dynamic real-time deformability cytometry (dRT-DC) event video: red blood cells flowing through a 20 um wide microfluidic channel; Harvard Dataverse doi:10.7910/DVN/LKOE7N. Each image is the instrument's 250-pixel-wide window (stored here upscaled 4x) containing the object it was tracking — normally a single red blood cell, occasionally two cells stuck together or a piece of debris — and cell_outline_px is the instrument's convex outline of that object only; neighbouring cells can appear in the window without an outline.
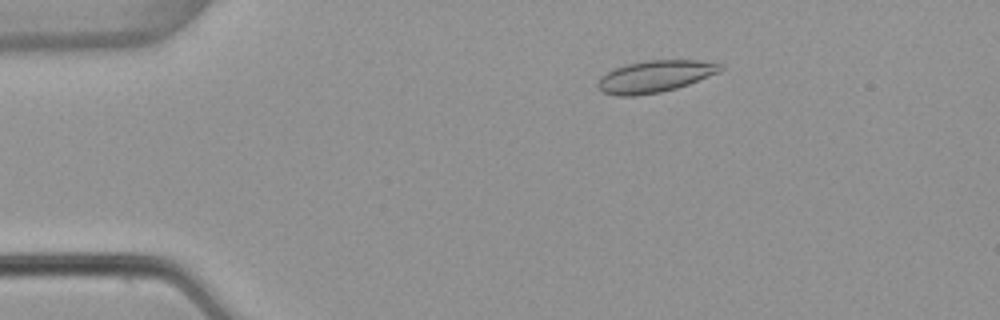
{"species": "common noctule bat (a hibernating species)", "species_latin": "Nyctalus noctula", "temperature_condition": "warm", "stored_images_in_passage": 53, "camera_frame_rate_fps": 3000, "um_per_image_px": 0.085, "animal": {"sex": "female", "body_mass_g": 22.7, "forearm_length_mm": 54.2}, "frame": {"image": 1, "passage_image": 10, "time_ms": 3.0, "image_size_px": [1000, 320], "cell_outline_px": [[724, 68], [720, 72], [688, 84], [676, 88], [660, 92], [636, 96], [620, 96], [604, 92], [596, 84], [600, 76], [616, 68], [628, 64], [648, 60], [700, 60], [724, 64]], "centroid_in_image_um": [55.71, 6.49], "position_along_channel_um": 29.3, "area_um2": 22.66}}
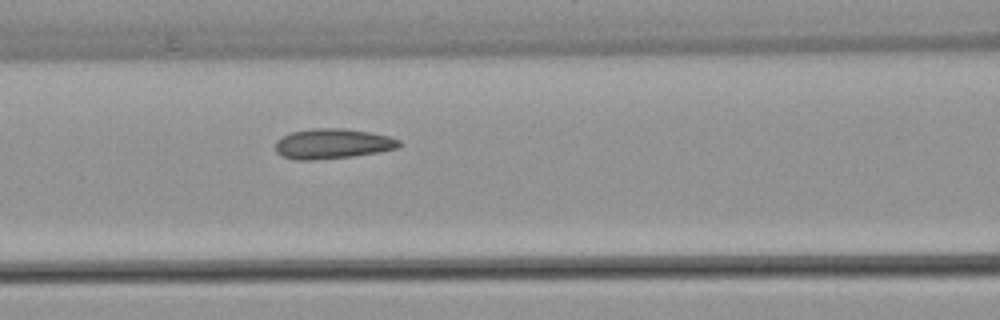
{"frame": {"image": 2, "passage_image": 23, "time_ms": 7.333, "image_size_px": [1000, 320], "cell_outline_px": [[400, 144], [396, 148], [380, 152], [352, 156], [316, 160], [296, 160], [280, 156], [276, 152], [276, 140], [292, 132], [312, 128], [344, 128], [368, 132], [388, 136], [400, 140]], "centroid_in_image_um": [28.23, 12.22], "position_along_channel_um": 138.4, "area_um2": 21.68}}
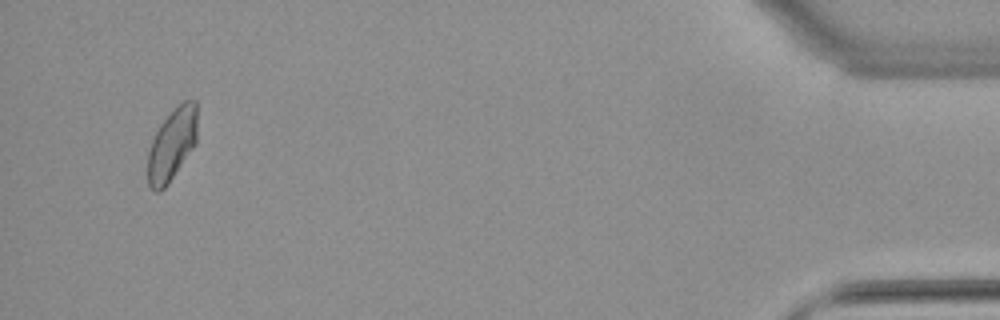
{"frame": {"image": 3, "passage_image": 51, "time_ms": 16.667, "image_size_px": [1000, 320], "cell_outline_px": [[196, 144], [168, 184], [160, 192], [156, 192], [148, 184], [148, 152], [152, 140], [160, 124], [184, 100], [196, 100]], "centroid_in_image_um": [14.62, 12.31], "position_along_channel_um": 420.6, "area_um2": 20.52}, "authors_computed_cell_mechanics": {"area_um2": 21.0392, "velocity_mm_per_s": 3.8781, "shape_relaxation_time_tau1_ms": 10.6295, "shape_relaxation_time_tau2_ms": 1.4822, "deformation_change_tau1": 0.168, "deformation_change_tau2": 0.0667}}